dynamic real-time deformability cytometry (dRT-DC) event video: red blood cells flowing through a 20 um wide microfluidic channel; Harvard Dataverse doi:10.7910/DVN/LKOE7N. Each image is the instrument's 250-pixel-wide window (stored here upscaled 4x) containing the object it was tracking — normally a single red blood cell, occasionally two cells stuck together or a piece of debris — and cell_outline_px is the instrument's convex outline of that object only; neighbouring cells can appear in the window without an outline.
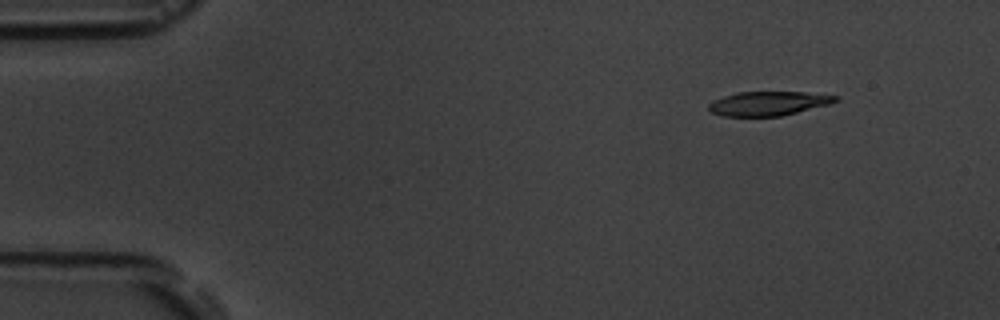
{"species": "common noctule bat (a hibernating species)", "species_latin": "Nyctalus noctula", "temperature_condition": "room temperature", "stored_images_in_passage": 5, "camera_frame_rate_fps": 3000, "um_per_image_px": 0.085, "animal": {"sex": "male", "body_mass_g": 19.5, "forearm_length_mm": 54.6}, "frame": {"image": 1, "passage_image": 2, "time_ms": 1.333, "image_size_px": [1000, 320], "cell_outline_px": [[840, 100], [828, 104], [780, 116], [724, 116], [712, 112], [708, 108], [708, 104], [712, 100], [736, 92], [804, 92], [836, 96]], "centroid_in_image_um": [65.26, 8.79], "position_along_channel_um": 19.7, "area_um2": 17.63}}
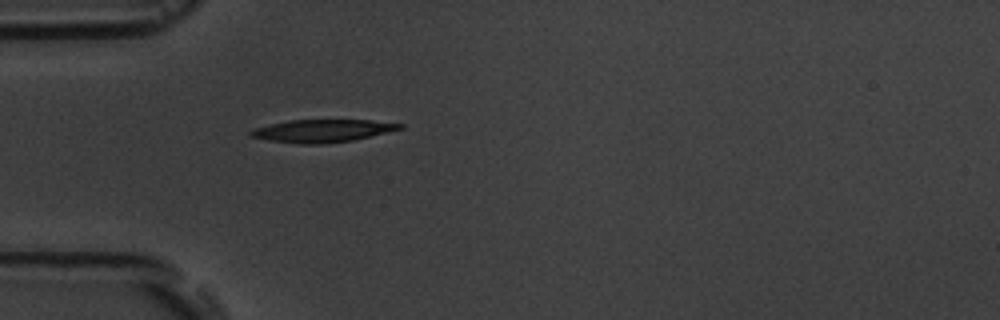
{"frame": {"image": 2, "passage_image": 5, "time_ms": 4.667, "image_size_px": [1000, 320], "cell_outline_px": [[404, 128], [352, 140], [320, 144], [300, 144], [268, 140], [252, 136], [248, 132], [256, 128], [288, 120], [372, 120], [404, 124]], "centroid_in_image_um": [27.43, 11.11], "position_along_channel_um": 57.6, "area_um2": 19.42}}